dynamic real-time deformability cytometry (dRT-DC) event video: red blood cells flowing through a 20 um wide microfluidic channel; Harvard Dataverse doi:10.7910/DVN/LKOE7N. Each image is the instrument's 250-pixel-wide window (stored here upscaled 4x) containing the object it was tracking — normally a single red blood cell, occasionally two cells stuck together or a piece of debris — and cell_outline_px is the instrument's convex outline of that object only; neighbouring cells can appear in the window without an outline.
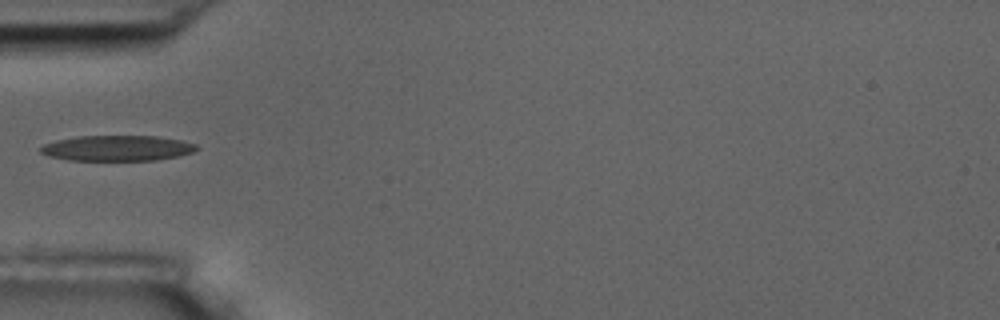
{"species": "common noctule bat (a hibernating species)", "species_latin": "Nyctalus noctula", "temperature_condition": "room temperature", "stored_images_in_passage": 5, "camera_frame_rate_fps": 3000, "um_per_image_px": 0.085, "animal": {"sex": "male", "body_mass_g": 17.5, "forearm_length_mm": 52.3}, "frame": {"image": 1, "passage_image": 5, "time_ms": 4.667, "image_size_px": [1000, 320], "cell_outline_px": [[200, 148], [192, 152], [176, 156], [156, 160], [68, 160], [48, 156], [40, 152], [40, 148], [44, 144], [56, 140], [76, 136], [156, 136], [180, 140], [196, 144]], "centroid_in_image_um": [9.94, 12.59], "position_along_channel_um": 75.1, "area_um2": 23.12}}